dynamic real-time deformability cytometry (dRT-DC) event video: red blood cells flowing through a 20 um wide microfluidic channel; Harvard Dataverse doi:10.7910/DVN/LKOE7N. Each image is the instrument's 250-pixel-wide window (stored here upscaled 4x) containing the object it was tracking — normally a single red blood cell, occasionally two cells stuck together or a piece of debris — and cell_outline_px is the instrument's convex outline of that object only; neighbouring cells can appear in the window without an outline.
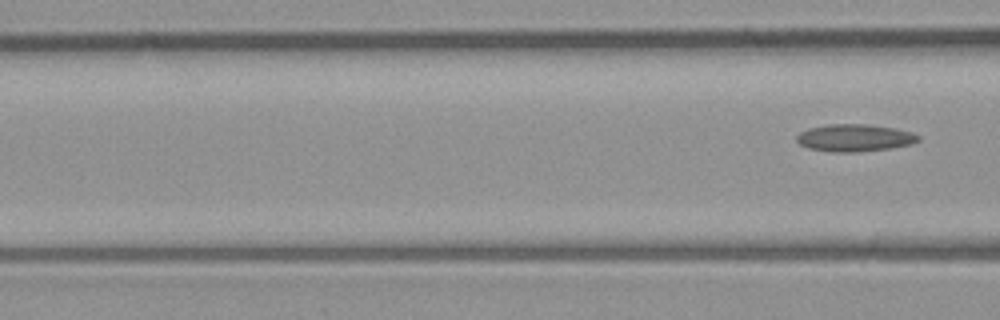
{"species": "common noctule bat (a hibernating species)", "species_latin": "Nyctalus noctula", "temperature_condition": "room temperature", "stored_images_in_passage": 7, "segment_of_instrument_passage": [2, 2], "camera_frame_rate_fps": 3000, "um_per_image_px": 0.085, "animal": {"sex": "male", "body_mass_g": 23.1, "forearm_length_mm": 52.7}, "frame": {"image": 1, "passage_image": 7, "time_ms": 8.0, "image_size_px": [1000, 320], "cell_outline_px": [[920, 140], [912, 144], [888, 148], [860, 152], [832, 152], [808, 148], [800, 144], [796, 140], [796, 136], [800, 132], [808, 128], [828, 124], [864, 124], [892, 128], [912, 132], [920, 136]], "centroid_in_image_um": [72.62, 11.72], "position_along_channel_um": 94.0, "area_um2": 19.31}}